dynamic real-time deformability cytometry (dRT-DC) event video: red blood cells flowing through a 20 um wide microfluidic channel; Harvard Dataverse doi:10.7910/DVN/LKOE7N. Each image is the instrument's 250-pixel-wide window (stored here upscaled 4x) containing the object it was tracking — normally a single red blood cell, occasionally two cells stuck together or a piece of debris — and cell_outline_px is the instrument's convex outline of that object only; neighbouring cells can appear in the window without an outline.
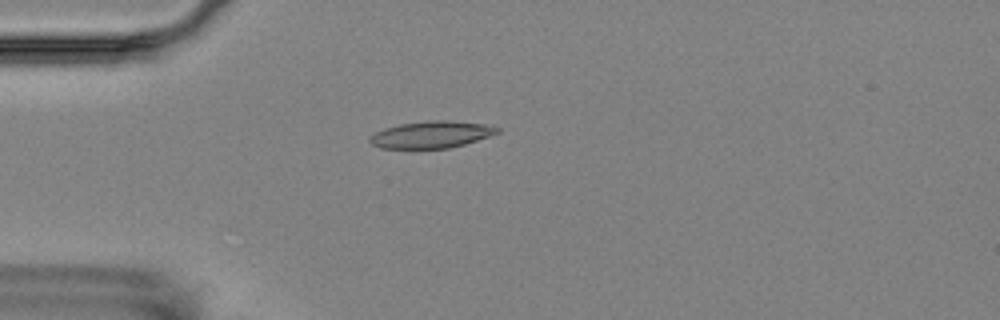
{"species": "Egyptian fruit bat (a non-hibernating species)", "species_latin": "Rousettus aegyptiacus", "temperature_condition": "room temperature", "stored_images_in_passage": 2, "camera_frame_rate_fps": 3000, "um_per_image_px": 0.085, "animal": {"sex": "female"}, "frame": {"image": 1, "passage_image": 2, "time_ms": 1.0, "image_size_px": [1000, 320], "cell_outline_px": [[500, 132], [464, 144], [448, 148], [380, 148], [372, 144], [368, 140], [368, 136], [384, 128], [400, 124], [428, 120], [452, 120], [484, 124], [500, 128]], "centroid_in_image_um": [36.64, 11.43], "position_along_channel_um": 48.4, "area_um2": 19.94}}